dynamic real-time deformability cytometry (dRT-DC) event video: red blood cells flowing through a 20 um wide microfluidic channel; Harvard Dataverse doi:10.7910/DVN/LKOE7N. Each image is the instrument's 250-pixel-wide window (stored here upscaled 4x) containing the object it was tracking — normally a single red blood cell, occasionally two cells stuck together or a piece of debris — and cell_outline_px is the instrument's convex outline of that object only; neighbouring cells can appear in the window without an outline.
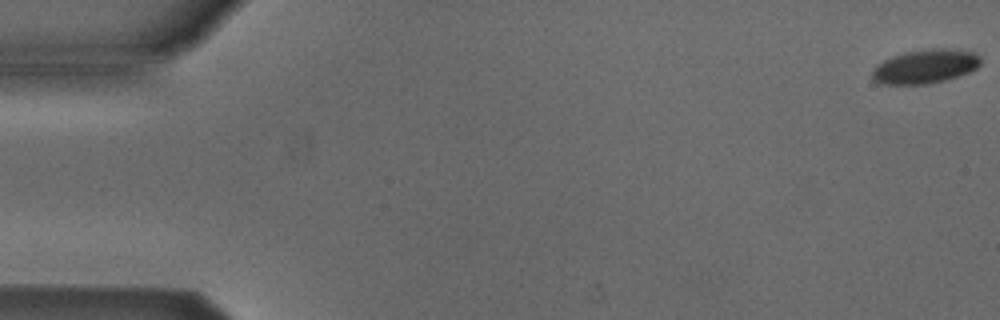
{"species": "Egyptian fruit bat (a non-hibernating species)", "species_latin": "Rousettus aegyptiacus", "temperature_condition": "cold", "stored_images_in_passage": 10, "camera_frame_rate_fps": 3000, "um_per_image_px": 0.085, "animal": {"sex": "male"}, "frame": {"image": 1, "passage_image": 1, "time_ms": 0.0, "image_size_px": [1000, 320], "cell_outline_px": [[980, 64], [976, 68], [968, 72], [944, 80], [928, 84], [880, 84], [872, 80], [872, 68], [876, 64], [892, 56], [904, 52], [932, 48], [956, 48], [976, 52], [980, 56]], "centroid_in_image_um": [78.63, 5.63], "position_along_channel_um": 6.4, "area_um2": 21.73}}